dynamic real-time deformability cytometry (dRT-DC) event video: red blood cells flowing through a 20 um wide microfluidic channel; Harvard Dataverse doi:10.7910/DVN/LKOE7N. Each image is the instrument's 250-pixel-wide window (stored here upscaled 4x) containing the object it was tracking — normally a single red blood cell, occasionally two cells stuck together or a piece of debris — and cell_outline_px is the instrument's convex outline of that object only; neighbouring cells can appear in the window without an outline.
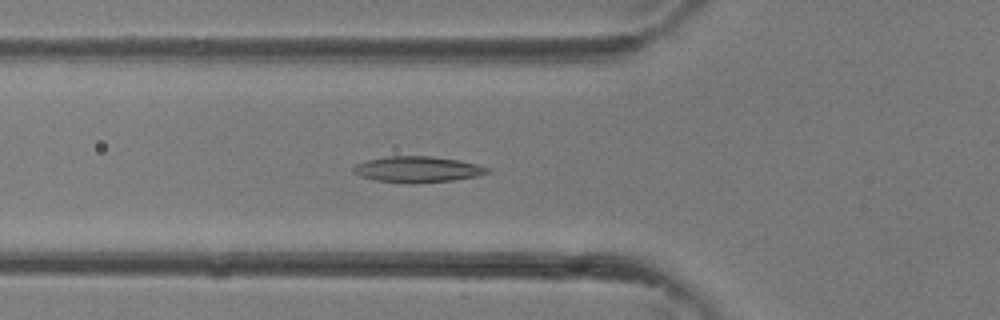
{"species": "common noctule bat (a hibernating species)", "species_latin": "Nyctalus noctula", "temperature_condition": "room temperature", "stored_images_in_passage": 32, "camera_frame_rate_fps": 3000, "um_per_image_px": 0.085, "animal": {"sex": "female"}, "frame": {"image": 1, "passage_image": 13, "time_ms": 4.0, "image_size_px": [1000, 320], "cell_outline_px": [[492, 172], [476, 176], [452, 180], [416, 184], [412, 184], [376, 180], [360, 176], [352, 172], [352, 168], [356, 164], [368, 160], [388, 156], [432, 156], [460, 160], [492, 168]], "centroid_in_image_um": [35.52, 14.4], "position_along_channel_um": 90.3, "area_um2": 20.46}}
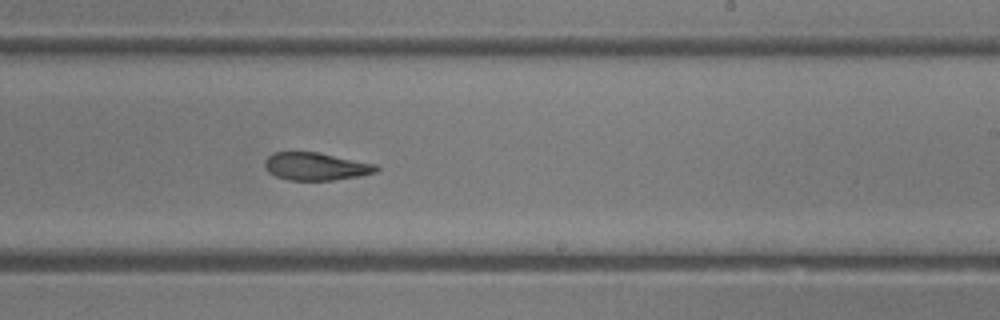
{"frame": {"image": 2, "passage_image": 22, "time_ms": 7.0, "image_size_px": [1000, 320], "cell_outline_px": [[380, 168], [376, 172], [360, 176], [332, 180], [288, 180], [276, 176], [268, 172], [264, 164], [264, 160], [272, 152], [316, 152], [376, 164]], "centroid_in_image_um": [26.83, 14.15], "position_along_channel_um": 262.2, "area_um2": 17.98}}
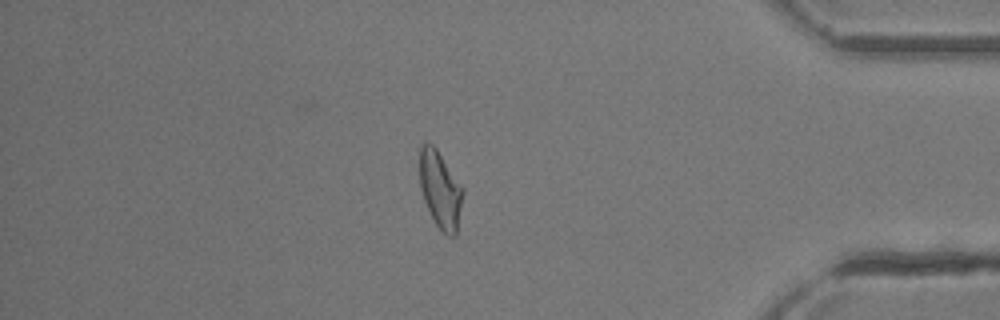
{"frame": {"image": 3, "passage_image": 31, "time_ms": 10.0, "image_size_px": [1000, 320], "cell_outline_px": [[464, 192], [456, 236], [448, 236], [436, 224], [424, 200], [420, 188], [420, 144], [424, 140], [432, 144], [436, 148], [464, 188]], "centroid_in_image_um": [37.43, 16.09], "position_along_channel_um": 397.8, "area_um2": 19.42}}